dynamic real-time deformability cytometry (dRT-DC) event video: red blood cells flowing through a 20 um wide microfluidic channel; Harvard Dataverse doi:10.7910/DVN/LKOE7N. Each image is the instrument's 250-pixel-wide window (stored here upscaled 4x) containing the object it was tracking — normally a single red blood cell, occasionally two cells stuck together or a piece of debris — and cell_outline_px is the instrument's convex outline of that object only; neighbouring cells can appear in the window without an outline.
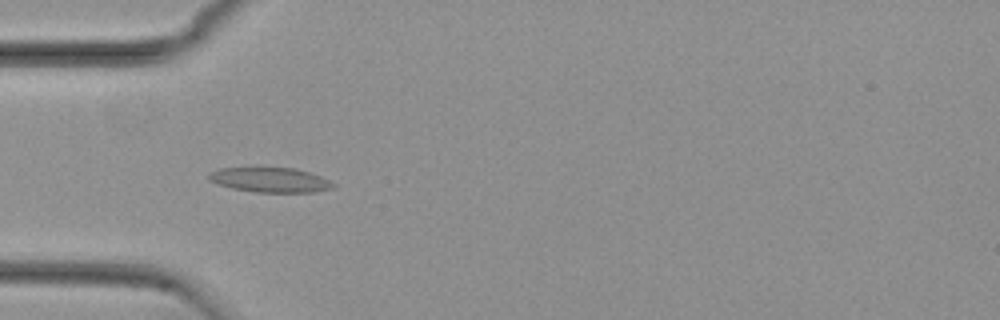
{"species": "common noctule bat (a hibernating species)", "species_latin": "Nyctalus noctula", "temperature_condition": "cold", "stored_images_in_passage": 55, "camera_frame_rate_fps": 3000, "um_per_image_px": 0.085, "animal": {"sex": "female", "body_mass_g": 29.2, "forearm_length_mm": 56.3}, "frame": {"image": 1, "passage_image": 17, "time_ms": 5.333, "image_size_px": [1000, 320], "cell_outline_px": [[336, 188], [312, 192], [256, 192], [232, 188], [216, 184], [208, 180], [208, 172], [220, 168], [260, 164], [296, 168], [320, 176], [336, 184]], "centroid_in_image_um": [22.9, 15.23], "position_along_channel_um": 62.1, "area_um2": 19.07}}
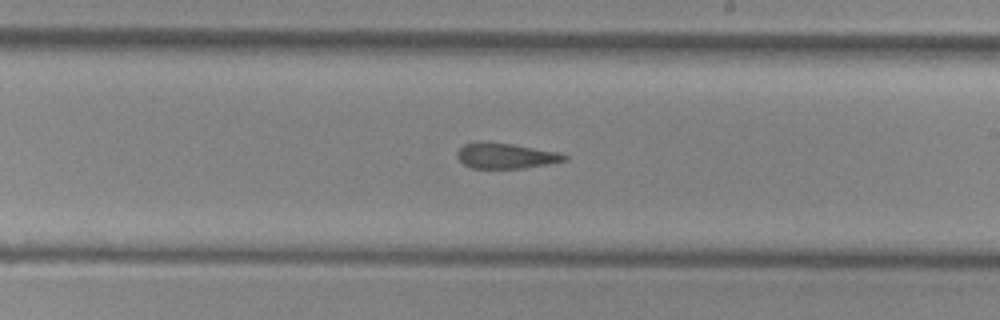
{"frame": {"image": 2, "passage_image": 32, "time_ms": 10.333, "image_size_px": [1000, 320], "cell_outline_px": [[568, 160], [548, 164], [524, 168], [472, 168], [464, 164], [456, 156], [456, 152], [464, 144], [480, 140], [512, 144], [560, 152], [568, 156]], "centroid_in_image_um": [42.98, 13.23], "position_along_channel_um": 246.0, "area_um2": 16.13}}
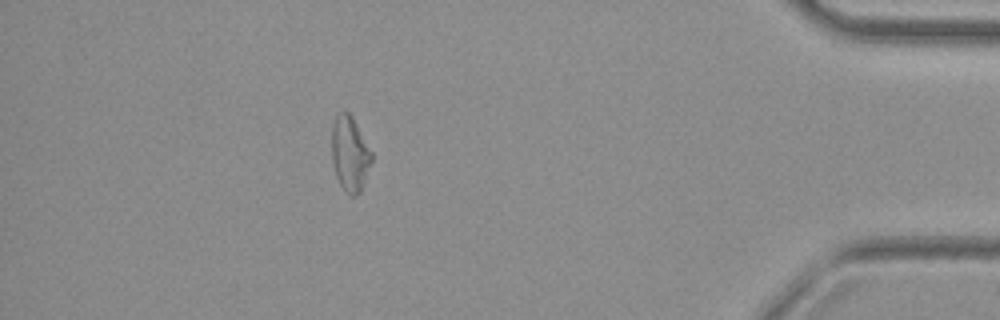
{"frame": {"image": 3, "passage_image": 49, "time_ms": 16.0, "image_size_px": [1000, 320], "cell_outline_px": [[372, 160], [364, 184], [360, 192], [356, 196], [348, 196], [344, 192], [336, 176], [332, 160], [332, 124], [336, 116], [340, 112], [348, 112], [352, 116], [372, 152]], "centroid_in_image_um": [29.74, 13.11], "position_along_channel_um": 405.5, "area_um2": 17.51}, "authors_computed_cell_mechanics": {"area_um2": 17.5134, "velocity_mm_per_s": 3.7238, "shape_relaxation_time_tau1_ms": null, "shape_relaxation_time_tau2_ms": 6.6734, "deformation_change_tau1": null, "deformation_change_tau2": 0.1365}}